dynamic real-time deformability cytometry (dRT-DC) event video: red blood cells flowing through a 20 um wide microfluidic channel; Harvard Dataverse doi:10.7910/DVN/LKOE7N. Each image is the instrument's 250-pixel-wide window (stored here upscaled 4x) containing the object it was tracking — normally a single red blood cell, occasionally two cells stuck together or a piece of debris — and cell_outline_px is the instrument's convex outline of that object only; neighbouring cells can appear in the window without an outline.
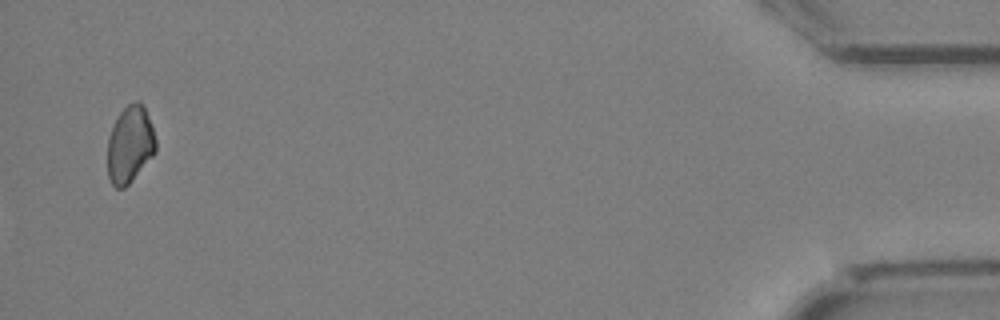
{"species": "Egyptian fruit bat (a non-hibernating species)", "species_latin": "Rousettus aegyptiacus", "temperature_condition": "cold", "stored_images_in_passage": 33, "camera_frame_rate_fps": 3000, "um_per_image_px": 0.085, "animal": {"sex": "female"}, "frame": {"image": 1, "passage_image": 33, "time_ms": 10.667, "image_size_px": [1000, 320], "cell_outline_px": [[156, 152], [132, 180], [124, 188], [116, 188], [112, 184], [108, 176], [108, 136], [120, 112], [128, 104], [136, 100], [140, 100], [144, 104], [152, 124], [156, 140]], "centroid_in_image_um": [11.06, 12.25], "position_along_channel_um": 424.1, "area_um2": 21.73}}